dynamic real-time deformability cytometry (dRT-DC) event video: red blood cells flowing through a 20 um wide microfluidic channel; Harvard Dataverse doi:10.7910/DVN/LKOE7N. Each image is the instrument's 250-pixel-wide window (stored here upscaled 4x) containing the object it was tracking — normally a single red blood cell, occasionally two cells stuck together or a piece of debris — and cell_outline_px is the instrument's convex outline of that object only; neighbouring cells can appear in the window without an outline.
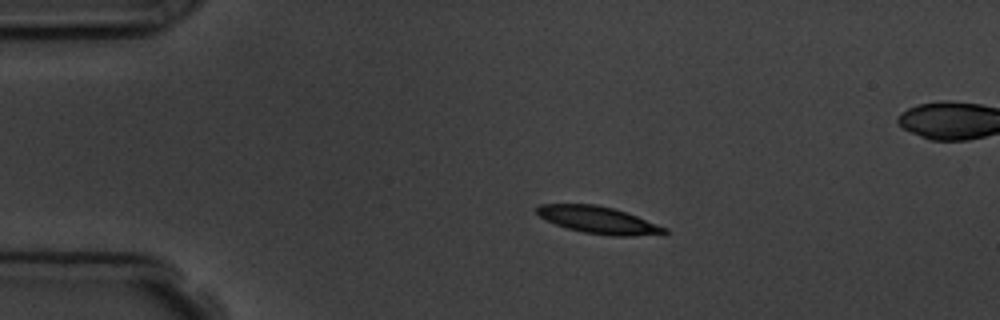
{"species": "common noctule bat (a hibernating species)", "species_latin": "Nyctalus noctula", "temperature_condition": "room temperature", "stored_images_in_passage": 5, "camera_frame_rate_fps": 3000, "um_per_image_px": 0.085, "animal": {"sex": "male", "body_mass_g": 19.5, "forearm_length_mm": 54.6}, "frame": {"image": 1, "passage_image": 3, "time_ms": 2.333, "image_size_px": [1000, 320], "cell_outline_px": [[668, 232], [664, 236], [612, 236], [584, 232], [568, 228], [556, 224], [540, 216], [536, 212], [536, 208], [540, 204], [596, 204], [612, 208], [636, 216], [668, 228]], "centroid_in_image_um": [50.96, 18.72], "position_along_channel_um": 34.0, "area_um2": 20.17}}